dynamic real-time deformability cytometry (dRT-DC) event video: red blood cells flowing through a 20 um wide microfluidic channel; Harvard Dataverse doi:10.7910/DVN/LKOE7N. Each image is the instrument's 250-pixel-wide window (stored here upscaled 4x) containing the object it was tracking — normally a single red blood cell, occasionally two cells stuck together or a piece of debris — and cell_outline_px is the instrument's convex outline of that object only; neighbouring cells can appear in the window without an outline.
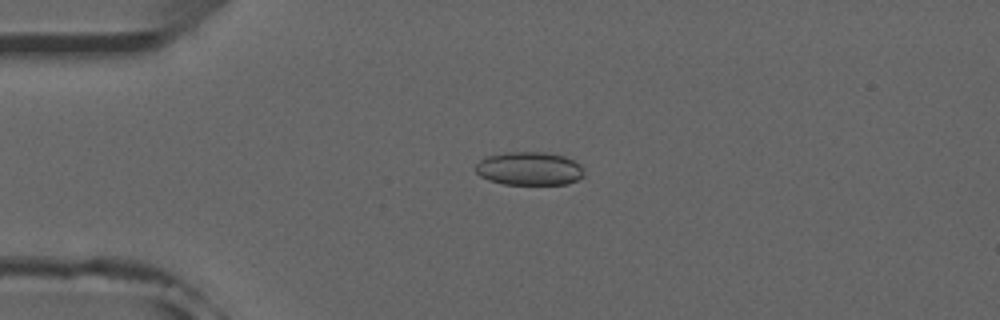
{"species": "common noctule bat (a hibernating species)", "species_latin": "Nyctalus noctula", "temperature_condition": "room temperature", "stored_images_in_passage": 52, "camera_frame_rate_fps": 3000, "um_per_image_px": 0.085, "animal": {"sex": "male", "forearm_length_mm": 52.5}, "frame": {"image": 1, "passage_image": 13, "time_ms": 4.0, "image_size_px": [1000, 320], "cell_outline_px": [[584, 176], [568, 184], [504, 184], [488, 180], [480, 176], [476, 172], [476, 164], [484, 156], [504, 152], [544, 152], [564, 156], [580, 164], [584, 172]], "centroid_in_image_um": [44.97, 14.32], "position_along_channel_um": 40.0, "area_um2": 21.21}}
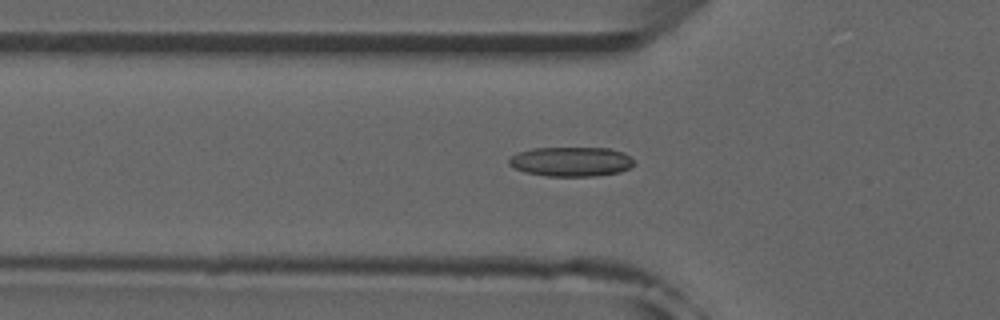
{"frame": {"image": 2, "passage_image": 18, "time_ms": 5.667, "image_size_px": [1000, 320], "cell_outline_px": [[636, 164], [620, 172], [592, 176], [548, 176], [524, 172], [508, 164], [508, 160], [512, 156], [520, 152], [532, 148], [608, 148], [624, 152]], "centroid_in_image_um": [48.55, 13.74], "position_along_channel_um": 77.3, "area_um2": 21.39}}
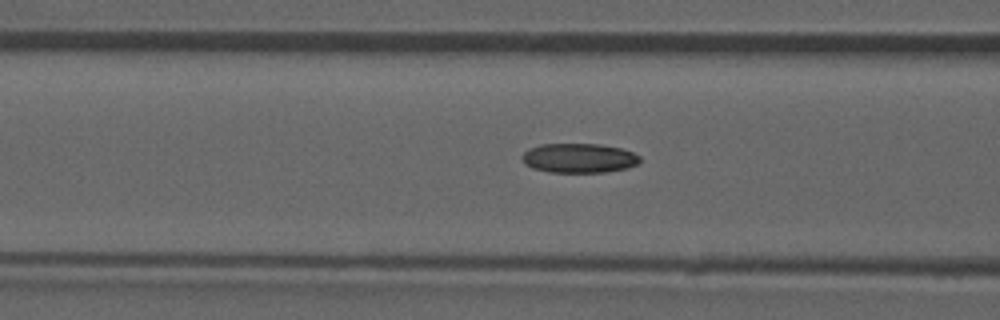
{"frame": {"image": 3, "passage_image": 21, "time_ms": 6.667, "image_size_px": [1000, 320], "cell_outline_px": [[640, 160], [636, 164], [628, 168], [604, 172], [548, 172], [532, 168], [524, 164], [520, 156], [528, 148], [540, 144], [600, 144], [620, 148], [632, 152], [640, 156]], "centroid_in_image_um": [49.16, 13.43], "position_along_channel_um": 117.4, "area_um2": 20.35}, "authors_computed_cell_mechanics": {"area_um2": 20.519, "velocity_mm_per_s": 3.9502, "shape_relaxation_time_tau1_ms": 10.1028, "shape_relaxation_time_tau2_ms": 3.405, "deformation_change_tau1": 0.2233, "deformation_change_tau2": 0.0881}}